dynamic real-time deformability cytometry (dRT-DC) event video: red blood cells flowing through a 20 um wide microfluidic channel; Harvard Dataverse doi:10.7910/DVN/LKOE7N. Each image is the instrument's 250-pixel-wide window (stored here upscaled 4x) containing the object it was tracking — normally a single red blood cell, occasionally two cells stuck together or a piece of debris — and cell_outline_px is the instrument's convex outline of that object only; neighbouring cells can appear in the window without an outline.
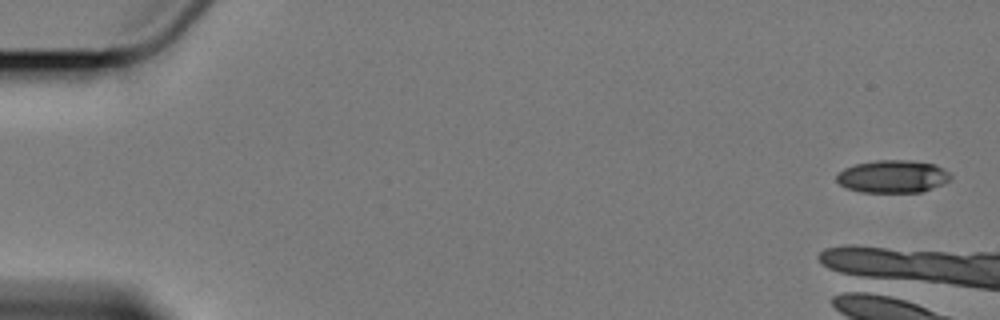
{"species": "Egyptian fruit bat (a non-hibernating species)", "species_latin": "Rousettus aegyptiacus", "temperature_condition": "cold", "stored_images_in_passage": 7, "camera_frame_rate_fps": 3000, "um_per_image_px": 0.085, "animal": {"sex": "female"}, "frame": {"image": 1, "passage_image": 1, "time_ms": 0.0, "image_size_px": [1000, 320], "cell_outline_px": [[952, 180], [932, 188], [920, 192], [860, 192], [848, 188], [840, 184], [836, 180], [836, 176], [844, 168], [856, 164], [876, 160], [912, 160], [936, 164], [948, 172], [952, 176]], "centroid_in_image_um": [75.91, 14.99], "position_along_channel_um": 9.1, "area_um2": 21.73}}